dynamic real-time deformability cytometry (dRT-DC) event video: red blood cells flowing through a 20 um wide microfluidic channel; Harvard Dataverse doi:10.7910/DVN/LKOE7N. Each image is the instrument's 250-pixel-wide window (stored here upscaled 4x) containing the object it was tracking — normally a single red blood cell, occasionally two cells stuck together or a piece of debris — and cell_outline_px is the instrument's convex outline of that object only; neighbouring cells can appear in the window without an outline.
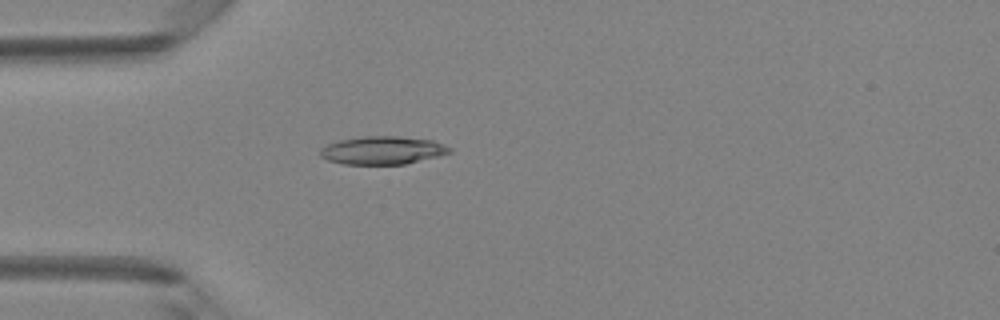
{"species": "Egyptian fruit bat (a non-hibernating species)", "species_latin": "Rousettus aegyptiacus", "temperature_condition": "room temperature", "stored_images_in_passage": 35, "camera_frame_rate_fps": 3000, "um_per_image_px": 0.085, "animal": {"sex": "female"}, "frame": {"image": 1, "passage_image": 1, "time_ms": 0.0, "image_size_px": [1000, 320], "cell_outline_px": [[452, 152], [440, 156], [404, 164], [344, 164], [328, 160], [320, 156], [320, 148], [328, 144], [340, 140], [364, 136], [400, 136], [432, 140], [444, 144], [452, 148]], "centroid_in_image_um": [32.55, 12.77], "position_along_channel_um": 52.5, "area_um2": 21.21}}
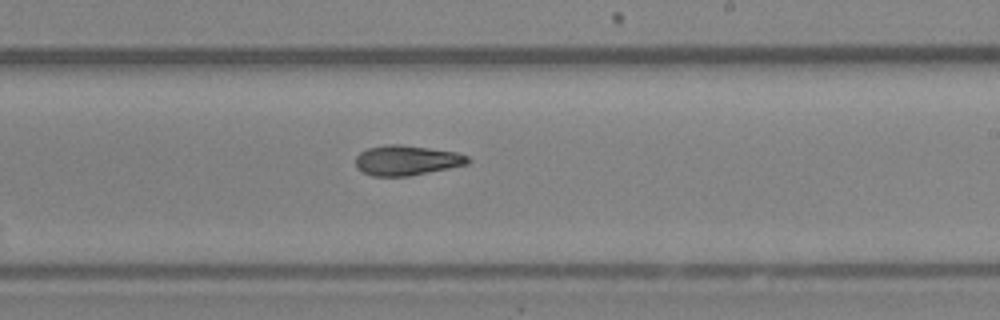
{"frame": {"image": 2, "passage_image": 16, "time_ms": 5.0, "image_size_px": [1000, 320], "cell_outline_px": [[472, 160], [468, 164], [408, 176], [372, 176], [356, 168], [356, 156], [360, 152], [368, 148], [384, 144], [400, 144], [456, 152], [468, 156]], "centroid_in_image_um": [34.56, 13.62], "position_along_channel_um": 254.4, "area_um2": 19.59}}
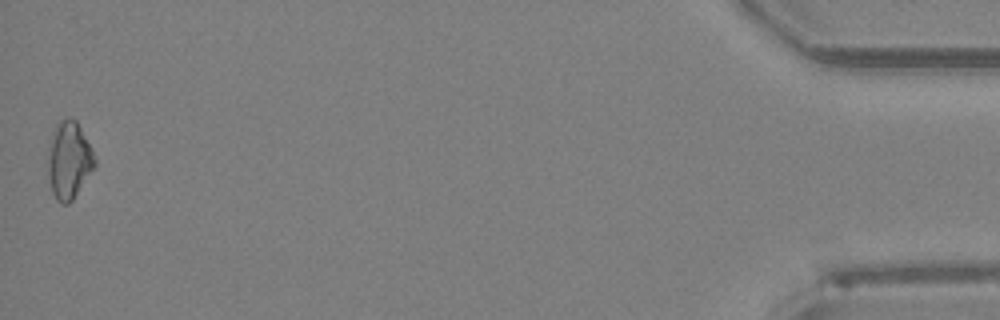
{"frame": {"image": 3, "passage_image": 35, "time_ms": 11.333, "image_size_px": [1000, 320], "cell_outline_px": [[96, 164], [72, 200], [68, 204], [60, 204], [56, 200], [52, 192], [48, 176], [48, 144], [56, 124], [60, 120], [68, 116], [72, 116], [76, 120], [96, 160]], "centroid_in_image_um": [5.82, 13.61], "position_along_channel_um": 429.4, "area_um2": 20.92}, "authors_computed_cell_mechanics": {"area_um2": 19.5942, "velocity_mm_per_s": 4.2265, "shape_relaxation_time_tau1_ms": 4.2195, "shape_relaxation_time_tau2_ms": 5.1966, "deformation_change_tau1": 0.14, "deformation_change_tau2": 0.1332}}